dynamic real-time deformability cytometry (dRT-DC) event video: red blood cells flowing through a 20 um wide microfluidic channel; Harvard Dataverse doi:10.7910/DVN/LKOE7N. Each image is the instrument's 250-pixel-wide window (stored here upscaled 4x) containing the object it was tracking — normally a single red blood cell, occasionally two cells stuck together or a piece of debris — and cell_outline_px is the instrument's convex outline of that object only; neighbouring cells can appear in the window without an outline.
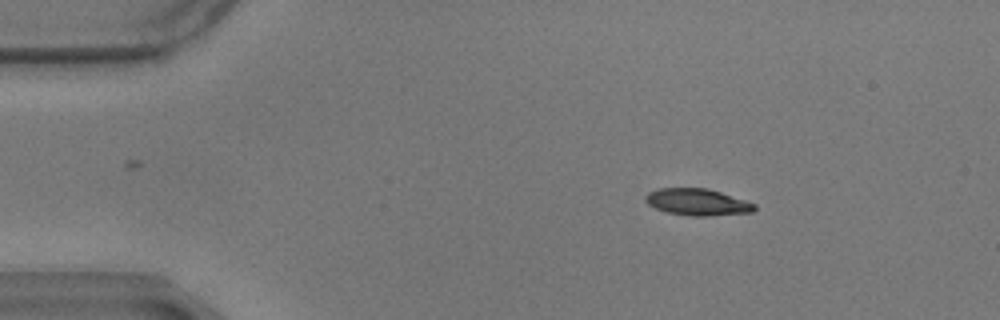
{"species": "common noctule bat (a hibernating species)", "species_latin": "Nyctalus noctula", "temperature_condition": "warm", "stored_images_in_passage": 50, "camera_frame_rate_fps": 3000, "um_per_image_px": 0.085, "animal": {"sex": "male", "body_mass_g": 17.9}, "frame": {"image": 1, "passage_image": 1, "time_ms": 0.0, "image_size_px": [1000, 320], "cell_outline_px": [[756, 208], [752, 212], [708, 216], [692, 216], [668, 212], [656, 208], [648, 204], [644, 200], [644, 196], [648, 192], [656, 188], [708, 188], [756, 204]], "centroid_in_image_um": [59.25, 17.17], "position_along_channel_um": 25.8, "area_um2": 16.94}}
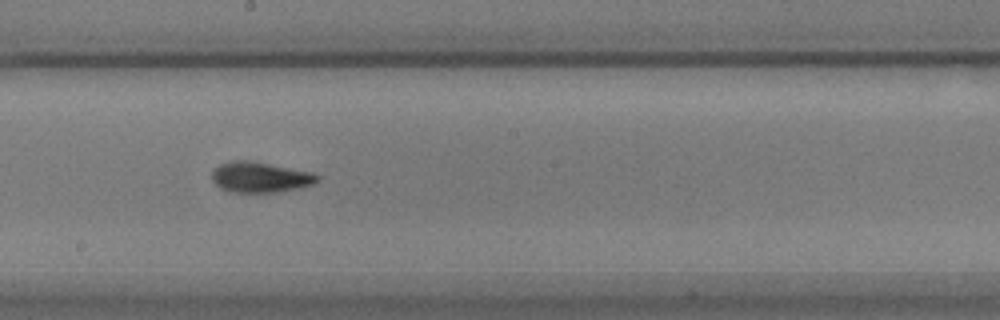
{"frame": {"image": 2, "passage_image": 24, "time_ms": 7.667, "image_size_px": [1000, 320], "cell_outline_px": [[320, 180], [316, 184], [276, 192], [232, 192], [220, 188], [212, 180], [212, 172], [220, 164], [236, 160], [248, 160], [312, 172], [320, 176]], "centroid_in_image_um": [22.14, 15.06], "position_along_channel_um": 226.1, "area_um2": 18.61}}
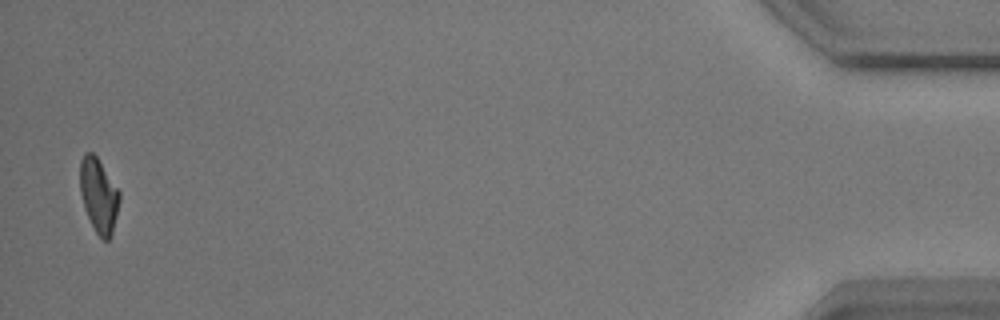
{"frame": {"image": 3, "passage_image": 49, "time_ms": 16.0, "image_size_px": [1000, 320], "cell_outline_px": [[120, 200], [112, 236], [108, 240], [104, 240], [96, 232], [84, 208], [80, 192], [80, 160], [84, 152], [92, 152], [96, 156], [120, 192]], "centroid_in_image_um": [8.39, 16.6], "position_along_channel_um": 426.8, "area_um2": 16.99}, "authors_computed_cell_mechanics": {"area_um2": 17.5712, "velocity_mm_per_s": 3.4648, "shape_relaxation_time_tau1_ms": 4.241, "shape_relaxation_time_tau2_ms": 2.847, "deformation_change_tau1": 0.1609, "deformation_change_tau2": 0.0849}}